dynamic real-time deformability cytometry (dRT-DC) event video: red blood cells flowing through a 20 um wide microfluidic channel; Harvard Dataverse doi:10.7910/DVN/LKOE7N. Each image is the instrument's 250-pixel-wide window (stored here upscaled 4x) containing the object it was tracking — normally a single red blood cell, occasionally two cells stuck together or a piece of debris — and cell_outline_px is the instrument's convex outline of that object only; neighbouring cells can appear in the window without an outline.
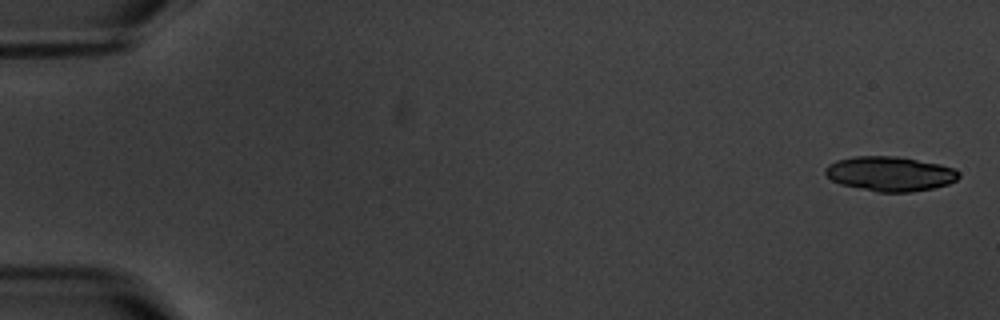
{"species": "common noctule bat (a hibernating species)", "species_latin": "Nyctalus noctula", "temperature_condition": "warm", "stored_images_in_passage": 6, "camera_frame_rate_fps": 3000, "um_per_image_px": 0.085, "animal": {"sex": "male", "body_mass_g": 20.1, "forearm_length_mm": 53.5}, "frame": {"image": 1, "passage_image": 1, "time_ms": 0.0, "image_size_px": [1000, 320], "cell_outline_px": [[960, 176], [956, 180], [948, 184], [932, 188], [912, 192], [876, 192], [840, 184], [832, 180], [824, 172], [824, 168], [828, 164], [836, 160], [856, 156], [896, 156], [940, 164], [956, 168], [960, 172]], "centroid_in_image_um": [75.66, 14.77], "position_along_channel_um": 9.3, "area_um2": 27.11}}